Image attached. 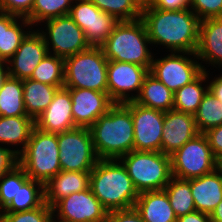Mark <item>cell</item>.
Instances as JSON below:
<instances>
[{
	"mask_svg": "<svg viewBox=\"0 0 222 222\" xmlns=\"http://www.w3.org/2000/svg\"><path fill=\"white\" fill-rule=\"evenodd\" d=\"M89 183L90 172L61 170L44 185L45 203L53 207L59 200L72 193L88 189Z\"/></svg>",
	"mask_w": 222,
	"mask_h": 222,
	"instance_id": "22",
	"label": "cell"
},
{
	"mask_svg": "<svg viewBox=\"0 0 222 222\" xmlns=\"http://www.w3.org/2000/svg\"><path fill=\"white\" fill-rule=\"evenodd\" d=\"M43 25L45 29L37 31L44 38L50 54L65 59L90 47L84 31L69 15L46 20Z\"/></svg>",
	"mask_w": 222,
	"mask_h": 222,
	"instance_id": "11",
	"label": "cell"
},
{
	"mask_svg": "<svg viewBox=\"0 0 222 222\" xmlns=\"http://www.w3.org/2000/svg\"><path fill=\"white\" fill-rule=\"evenodd\" d=\"M34 127L35 120L29 116H0V145L12 149L19 156L25 150Z\"/></svg>",
	"mask_w": 222,
	"mask_h": 222,
	"instance_id": "25",
	"label": "cell"
},
{
	"mask_svg": "<svg viewBox=\"0 0 222 222\" xmlns=\"http://www.w3.org/2000/svg\"><path fill=\"white\" fill-rule=\"evenodd\" d=\"M148 73V68L138 64L108 60V95L115 103L134 101Z\"/></svg>",
	"mask_w": 222,
	"mask_h": 222,
	"instance_id": "13",
	"label": "cell"
},
{
	"mask_svg": "<svg viewBox=\"0 0 222 222\" xmlns=\"http://www.w3.org/2000/svg\"><path fill=\"white\" fill-rule=\"evenodd\" d=\"M204 135L209 142L215 160L220 164L222 162V125L207 130Z\"/></svg>",
	"mask_w": 222,
	"mask_h": 222,
	"instance_id": "40",
	"label": "cell"
},
{
	"mask_svg": "<svg viewBox=\"0 0 222 222\" xmlns=\"http://www.w3.org/2000/svg\"><path fill=\"white\" fill-rule=\"evenodd\" d=\"M212 222H222V200L210 214Z\"/></svg>",
	"mask_w": 222,
	"mask_h": 222,
	"instance_id": "47",
	"label": "cell"
},
{
	"mask_svg": "<svg viewBox=\"0 0 222 222\" xmlns=\"http://www.w3.org/2000/svg\"><path fill=\"white\" fill-rule=\"evenodd\" d=\"M198 134L193 114L175 109L164 112L161 152L171 155Z\"/></svg>",
	"mask_w": 222,
	"mask_h": 222,
	"instance_id": "18",
	"label": "cell"
},
{
	"mask_svg": "<svg viewBox=\"0 0 222 222\" xmlns=\"http://www.w3.org/2000/svg\"><path fill=\"white\" fill-rule=\"evenodd\" d=\"M107 222H145L135 207L108 212Z\"/></svg>",
	"mask_w": 222,
	"mask_h": 222,
	"instance_id": "41",
	"label": "cell"
},
{
	"mask_svg": "<svg viewBox=\"0 0 222 222\" xmlns=\"http://www.w3.org/2000/svg\"><path fill=\"white\" fill-rule=\"evenodd\" d=\"M18 164V155L12 149L0 145V177Z\"/></svg>",
	"mask_w": 222,
	"mask_h": 222,
	"instance_id": "42",
	"label": "cell"
},
{
	"mask_svg": "<svg viewBox=\"0 0 222 222\" xmlns=\"http://www.w3.org/2000/svg\"><path fill=\"white\" fill-rule=\"evenodd\" d=\"M164 190L177 218L196 211L191 194L190 179L185 180L172 176Z\"/></svg>",
	"mask_w": 222,
	"mask_h": 222,
	"instance_id": "31",
	"label": "cell"
},
{
	"mask_svg": "<svg viewBox=\"0 0 222 222\" xmlns=\"http://www.w3.org/2000/svg\"><path fill=\"white\" fill-rule=\"evenodd\" d=\"M119 160L138 193L163 190L172 177L171 156L162 152L133 150Z\"/></svg>",
	"mask_w": 222,
	"mask_h": 222,
	"instance_id": "6",
	"label": "cell"
},
{
	"mask_svg": "<svg viewBox=\"0 0 222 222\" xmlns=\"http://www.w3.org/2000/svg\"><path fill=\"white\" fill-rule=\"evenodd\" d=\"M59 161L63 171L91 172L99 158L89 128L75 127L57 134Z\"/></svg>",
	"mask_w": 222,
	"mask_h": 222,
	"instance_id": "9",
	"label": "cell"
},
{
	"mask_svg": "<svg viewBox=\"0 0 222 222\" xmlns=\"http://www.w3.org/2000/svg\"><path fill=\"white\" fill-rule=\"evenodd\" d=\"M199 133L222 125V103L208 90L194 114Z\"/></svg>",
	"mask_w": 222,
	"mask_h": 222,
	"instance_id": "32",
	"label": "cell"
},
{
	"mask_svg": "<svg viewBox=\"0 0 222 222\" xmlns=\"http://www.w3.org/2000/svg\"><path fill=\"white\" fill-rule=\"evenodd\" d=\"M45 203L44 184L29 178L1 212H22Z\"/></svg>",
	"mask_w": 222,
	"mask_h": 222,
	"instance_id": "29",
	"label": "cell"
},
{
	"mask_svg": "<svg viewBox=\"0 0 222 222\" xmlns=\"http://www.w3.org/2000/svg\"><path fill=\"white\" fill-rule=\"evenodd\" d=\"M23 101L27 116L36 120L52 102L56 91L62 87L51 86L30 78L22 80Z\"/></svg>",
	"mask_w": 222,
	"mask_h": 222,
	"instance_id": "27",
	"label": "cell"
},
{
	"mask_svg": "<svg viewBox=\"0 0 222 222\" xmlns=\"http://www.w3.org/2000/svg\"><path fill=\"white\" fill-rule=\"evenodd\" d=\"M72 101V115L76 127L90 128L115 104L108 92L81 88H67Z\"/></svg>",
	"mask_w": 222,
	"mask_h": 222,
	"instance_id": "16",
	"label": "cell"
},
{
	"mask_svg": "<svg viewBox=\"0 0 222 222\" xmlns=\"http://www.w3.org/2000/svg\"><path fill=\"white\" fill-rule=\"evenodd\" d=\"M156 58L154 55L149 72L173 93L203 72L196 53L170 52L163 58Z\"/></svg>",
	"mask_w": 222,
	"mask_h": 222,
	"instance_id": "10",
	"label": "cell"
},
{
	"mask_svg": "<svg viewBox=\"0 0 222 222\" xmlns=\"http://www.w3.org/2000/svg\"><path fill=\"white\" fill-rule=\"evenodd\" d=\"M74 0H35L32 12L26 17L32 27L46 20L69 15ZM37 23V24H36Z\"/></svg>",
	"mask_w": 222,
	"mask_h": 222,
	"instance_id": "35",
	"label": "cell"
},
{
	"mask_svg": "<svg viewBox=\"0 0 222 222\" xmlns=\"http://www.w3.org/2000/svg\"><path fill=\"white\" fill-rule=\"evenodd\" d=\"M89 130L99 159H120L133 151L134 127L131 101L115 103Z\"/></svg>",
	"mask_w": 222,
	"mask_h": 222,
	"instance_id": "2",
	"label": "cell"
},
{
	"mask_svg": "<svg viewBox=\"0 0 222 222\" xmlns=\"http://www.w3.org/2000/svg\"><path fill=\"white\" fill-rule=\"evenodd\" d=\"M52 222H71L63 219H58V218H52Z\"/></svg>",
	"mask_w": 222,
	"mask_h": 222,
	"instance_id": "48",
	"label": "cell"
},
{
	"mask_svg": "<svg viewBox=\"0 0 222 222\" xmlns=\"http://www.w3.org/2000/svg\"><path fill=\"white\" fill-rule=\"evenodd\" d=\"M35 127L42 131L59 134L75 128L72 101L67 88H59L46 110L35 120Z\"/></svg>",
	"mask_w": 222,
	"mask_h": 222,
	"instance_id": "19",
	"label": "cell"
},
{
	"mask_svg": "<svg viewBox=\"0 0 222 222\" xmlns=\"http://www.w3.org/2000/svg\"><path fill=\"white\" fill-rule=\"evenodd\" d=\"M134 207L145 222H176L177 220L164 189L139 193Z\"/></svg>",
	"mask_w": 222,
	"mask_h": 222,
	"instance_id": "24",
	"label": "cell"
},
{
	"mask_svg": "<svg viewBox=\"0 0 222 222\" xmlns=\"http://www.w3.org/2000/svg\"><path fill=\"white\" fill-rule=\"evenodd\" d=\"M189 8L200 21L222 17V0H189Z\"/></svg>",
	"mask_w": 222,
	"mask_h": 222,
	"instance_id": "38",
	"label": "cell"
},
{
	"mask_svg": "<svg viewBox=\"0 0 222 222\" xmlns=\"http://www.w3.org/2000/svg\"><path fill=\"white\" fill-rule=\"evenodd\" d=\"M53 217L71 222H107L108 211L93 195L90 187L72 193L52 207Z\"/></svg>",
	"mask_w": 222,
	"mask_h": 222,
	"instance_id": "14",
	"label": "cell"
},
{
	"mask_svg": "<svg viewBox=\"0 0 222 222\" xmlns=\"http://www.w3.org/2000/svg\"><path fill=\"white\" fill-rule=\"evenodd\" d=\"M52 217V207L46 203L22 212H0V222H52Z\"/></svg>",
	"mask_w": 222,
	"mask_h": 222,
	"instance_id": "37",
	"label": "cell"
},
{
	"mask_svg": "<svg viewBox=\"0 0 222 222\" xmlns=\"http://www.w3.org/2000/svg\"><path fill=\"white\" fill-rule=\"evenodd\" d=\"M18 162L29 178L45 185L62 170L57 134L34 127L25 150L18 156Z\"/></svg>",
	"mask_w": 222,
	"mask_h": 222,
	"instance_id": "5",
	"label": "cell"
},
{
	"mask_svg": "<svg viewBox=\"0 0 222 222\" xmlns=\"http://www.w3.org/2000/svg\"><path fill=\"white\" fill-rule=\"evenodd\" d=\"M190 187L196 211L211 214L222 200V168L190 179Z\"/></svg>",
	"mask_w": 222,
	"mask_h": 222,
	"instance_id": "21",
	"label": "cell"
},
{
	"mask_svg": "<svg viewBox=\"0 0 222 222\" xmlns=\"http://www.w3.org/2000/svg\"><path fill=\"white\" fill-rule=\"evenodd\" d=\"M28 179L29 176L19 164L0 177V212L11 202L18 189Z\"/></svg>",
	"mask_w": 222,
	"mask_h": 222,
	"instance_id": "36",
	"label": "cell"
},
{
	"mask_svg": "<svg viewBox=\"0 0 222 222\" xmlns=\"http://www.w3.org/2000/svg\"><path fill=\"white\" fill-rule=\"evenodd\" d=\"M133 150L161 152L164 112L131 101Z\"/></svg>",
	"mask_w": 222,
	"mask_h": 222,
	"instance_id": "15",
	"label": "cell"
},
{
	"mask_svg": "<svg viewBox=\"0 0 222 222\" xmlns=\"http://www.w3.org/2000/svg\"><path fill=\"white\" fill-rule=\"evenodd\" d=\"M141 18L152 46H164L169 52L196 53L200 20L190 8L161 10L145 2Z\"/></svg>",
	"mask_w": 222,
	"mask_h": 222,
	"instance_id": "1",
	"label": "cell"
},
{
	"mask_svg": "<svg viewBox=\"0 0 222 222\" xmlns=\"http://www.w3.org/2000/svg\"><path fill=\"white\" fill-rule=\"evenodd\" d=\"M134 102L152 109L167 112L174 107V93L149 72Z\"/></svg>",
	"mask_w": 222,
	"mask_h": 222,
	"instance_id": "26",
	"label": "cell"
},
{
	"mask_svg": "<svg viewBox=\"0 0 222 222\" xmlns=\"http://www.w3.org/2000/svg\"><path fill=\"white\" fill-rule=\"evenodd\" d=\"M146 3L161 10H183L189 8V0H147Z\"/></svg>",
	"mask_w": 222,
	"mask_h": 222,
	"instance_id": "43",
	"label": "cell"
},
{
	"mask_svg": "<svg viewBox=\"0 0 222 222\" xmlns=\"http://www.w3.org/2000/svg\"><path fill=\"white\" fill-rule=\"evenodd\" d=\"M209 75L210 71L208 69L207 76H208L209 90L222 103V72L215 76H212L213 74H211V79H212L211 81L209 80L210 79Z\"/></svg>",
	"mask_w": 222,
	"mask_h": 222,
	"instance_id": "44",
	"label": "cell"
},
{
	"mask_svg": "<svg viewBox=\"0 0 222 222\" xmlns=\"http://www.w3.org/2000/svg\"><path fill=\"white\" fill-rule=\"evenodd\" d=\"M35 0H0V11L19 17H27L32 12Z\"/></svg>",
	"mask_w": 222,
	"mask_h": 222,
	"instance_id": "39",
	"label": "cell"
},
{
	"mask_svg": "<svg viewBox=\"0 0 222 222\" xmlns=\"http://www.w3.org/2000/svg\"><path fill=\"white\" fill-rule=\"evenodd\" d=\"M44 38L33 28L21 41L15 54L7 61L10 77L30 78L35 68L48 54Z\"/></svg>",
	"mask_w": 222,
	"mask_h": 222,
	"instance_id": "17",
	"label": "cell"
},
{
	"mask_svg": "<svg viewBox=\"0 0 222 222\" xmlns=\"http://www.w3.org/2000/svg\"><path fill=\"white\" fill-rule=\"evenodd\" d=\"M69 16L84 31L90 46L101 47L119 22L90 0H74Z\"/></svg>",
	"mask_w": 222,
	"mask_h": 222,
	"instance_id": "12",
	"label": "cell"
},
{
	"mask_svg": "<svg viewBox=\"0 0 222 222\" xmlns=\"http://www.w3.org/2000/svg\"><path fill=\"white\" fill-rule=\"evenodd\" d=\"M0 116H27L21 79L9 77L0 91Z\"/></svg>",
	"mask_w": 222,
	"mask_h": 222,
	"instance_id": "30",
	"label": "cell"
},
{
	"mask_svg": "<svg viewBox=\"0 0 222 222\" xmlns=\"http://www.w3.org/2000/svg\"><path fill=\"white\" fill-rule=\"evenodd\" d=\"M208 90L207 71H203L195 80L174 93L173 109L194 115Z\"/></svg>",
	"mask_w": 222,
	"mask_h": 222,
	"instance_id": "28",
	"label": "cell"
},
{
	"mask_svg": "<svg viewBox=\"0 0 222 222\" xmlns=\"http://www.w3.org/2000/svg\"><path fill=\"white\" fill-rule=\"evenodd\" d=\"M196 56L203 71H208L206 64L216 69L222 67V17L200 21Z\"/></svg>",
	"mask_w": 222,
	"mask_h": 222,
	"instance_id": "20",
	"label": "cell"
},
{
	"mask_svg": "<svg viewBox=\"0 0 222 222\" xmlns=\"http://www.w3.org/2000/svg\"><path fill=\"white\" fill-rule=\"evenodd\" d=\"M171 156V174L179 179H193L219 167L204 133L190 139Z\"/></svg>",
	"mask_w": 222,
	"mask_h": 222,
	"instance_id": "8",
	"label": "cell"
},
{
	"mask_svg": "<svg viewBox=\"0 0 222 222\" xmlns=\"http://www.w3.org/2000/svg\"><path fill=\"white\" fill-rule=\"evenodd\" d=\"M33 29L29 20L0 11V61H8Z\"/></svg>",
	"mask_w": 222,
	"mask_h": 222,
	"instance_id": "23",
	"label": "cell"
},
{
	"mask_svg": "<svg viewBox=\"0 0 222 222\" xmlns=\"http://www.w3.org/2000/svg\"><path fill=\"white\" fill-rule=\"evenodd\" d=\"M10 77L8 65L6 61H0V91L6 80Z\"/></svg>",
	"mask_w": 222,
	"mask_h": 222,
	"instance_id": "46",
	"label": "cell"
},
{
	"mask_svg": "<svg viewBox=\"0 0 222 222\" xmlns=\"http://www.w3.org/2000/svg\"><path fill=\"white\" fill-rule=\"evenodd\" d=\"M176 222H212L210 214L194 211L192 213L180 216Z\"/></svg>",
	"mask_w": 222,
	"mask_h": 222,
	"instance_id": "45",
	"label": "cell"
},
{
	"mask_svg": "<svg viewBox=\"0 0 222 222\" xmlns=\"http://www.w3.org/2000/svg\"><path fill=\"white\" fill-rule=\"evenodd\" d=\"M89 187L108 212L133 208L139 196L119 159H99L90 172Z\"/></svg>",
	"mask_w": 222,
	"mask_h": 222,
	"instance_id": "3",
	"label": "cell"
},
{
	"mask_svg": "<svg viewBox=\"0 0 222 222\" xmlns=\"http://www.w3.org/2000/svg\"><path fill=\"white\" fill-rule=\"evenodd\" d=\"M30 79L56 87H64V59L48 53L33 71Z\"/></svg>",
	"mask_w": 222,
	"mask_h": 222,
	"instance_id": "33",
	"label": "cell"
},
{
	"mask_svg": "<svg viewBox=\"0 0 222 222\" xmlns=\"http://www.w3.org/2000/svg\"><path fill=\"white\" fill-rule=\"evenodd\" d=\"M102 12L109 13L118 21L136 20L142 17L144 0H90Z\"/></svg>",
	"mask_w": 222,
	"mask_h": 222,
	"instance_id": "34",
	"label": "cell"
},
{
	"mask_svg": "<svg viewBox=\"0 0 222 222\" xmlns=\"http://www.w3.org/2000/svg\"><path fill=\"white\" fill-rule=\"evenodd\" d=\"M150 46L146 25L139 18L119 21L101 48L107 60L134 63L150 70L154 56Z\"/></svg>",
	"mask_w": 222,
	"mask_h": 222,
	"instance_id": "4",
	"label": "cell"
},
{
	"mask_svg": "<svg viewBox=\"0 0 222 222\" xmlns=\"http://www.w3.org/2000/svg\"><path fill=\"white\" fill-rule=\"evenodd\" d=\"M108 60L101 47L88 49L64 59V87L107 92Z\"/></svg>",
	"mask_w": 222,
	"mask_h": 222,
	"instance_id": "7",
	"label": "cell"
}]
</instances>
